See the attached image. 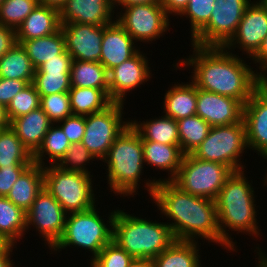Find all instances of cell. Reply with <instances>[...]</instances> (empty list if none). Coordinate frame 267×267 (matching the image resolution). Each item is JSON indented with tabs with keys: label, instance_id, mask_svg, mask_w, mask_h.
I'll list each match as a JSON object with an SVG mask.
<instances>
[{
	"label": "cell",
	"instance_id": "55",
	"mask_svg": "<svg viewBox=\"0 0 267 267\" xmlns=\"http://www.w3.org/2000/svg\"><path fill=\"white\" fill-rule=\"evenodd\" d=\"M256 249H257L256 253H258L257 255H259L257 267H267V255L263 252L261 248L259 249V247H256Z\"/></svg>",
	"mask_w": 267,
	"mask_h": 267
},
{
	"label": "cell",
	"instance_id": "29",
	"mask_svg": "<svg viewBox=\"0 0 267 267\" xmlns=\"http://www.w3.org/2000/svg\"><path fill=\"white\" fill-rule=\"evenodd\" d=\"M26 231V212L0 196V238L7 244L16 245Z\"/></svg>",
	"mask_w": 267,
	"mask_h": 267
},
{
	"label": "cell",
	"instance_id": "21",
	"mask_svg": "<svg viewBox=\"0 0 267 267\" xmlns=\"http://www.w3.org/2000/svg\"><path fill=\"white\" fill-rule=\"evenodd\" d=\"M142 145L144 163H147L146 165H150V167H155V169L166 170L168 171V175L170 174L167 179H147L148 181L144 182L146 183V190L149 192V195L152 196L157 183L162 181L171 182L175 178L181 166L184 154L181 149L175 145H167L148 140H142Z\"/></svg>",
	"mask_w": 267,
	"mask_h": 267
},
{
	"label": "cell",
	"instance_id": "34",
	"mask_svg": "<svg viewBox=\"0 0 267 267\" xmlns=\"http://www.w3.org/2000/svg\"><path fill=\"white\" fill-rule=\"evenodd\" d=\"M70 145L71 143L61 127L58 124H52L44 137L42 145L33 155V161L35 164L44 167L47 165L44 162V157L48 155L50 158L49 165H57L64 157Z\"/></svg>",
	"mask_w": 267,
	"mask_h": 267
},
{
	"label": "cell",
	"instance_id": "48",
	"mask_svg": "<svg viewBox=\"0 0 267 267\" xmlns=\"http://www.w3.org/2000/svg\"><path fill=\"white\" fill-rule=\"evenodd\" d=\"M255 64H259L258 67L261 72L259 76L263 79L267 73V36L263 39L261 46L257 52L251 57Z\"/></svg>",
	"mask_w": 267,
	"mask_h": 267
},
{
	"label": "cell",
	"instance_id": "41",
	"mask_svg": "<svg viewBox=\"0 0 267 267\" xmlns=\"http://www.w3.org/2000/svg\"><path fill=\"white\" fill-rule=\"evenodd\" d=\"M94 159L95 157L82 144V142H78L70 145L69 149L66 151L64 157L60 160L57 166L65 171L80 172L91 175V172L88 171L86 166L91 160L95 161Z\"/></svg>",
	"mask_w": 267,
	"mask_h": 267
},
{
	"label": "cell",
	"instance_id": "30",
	"mask_svg": "<svg viewBox=\"0 0 267 267\" xmlns=\"http://www.w3.org/2000/svg\"><path fill=\"white\" fill-rule=\"evenodd\" d=\"M35 67L21 44L16 43L0 58V77L33 83Z\"/></svg>",
	"mask_w": 267,
	"mask_h": 267
},
{
	"label": "cell",
	"instance_id": "7",
	"mask_svg": "<svg viewBox=\"0 0 267 267\" xmlns=\"http://www.w3.org/2000/svg\"><path fill=\"white\" fill-rule=\"evenodd\" d=\"M46 166L44 187L67 213L84 212L96 206L92 175L65 171L57 165Z\"/></svg>",
	"mask_w": 267,
	"mask_h": 267
},
{
	"label": "cell",
	"instance_id": "49",
	"mask_svg": "<svg viewBox=\"0 0 267 267\" xmlns=\"http://www.w3.org/2000/svg\"><path fill=\"white\" fill-rule=\"evenodd\" d=\"M190 0H160V5L164 8L166 14L170 16L180 15L187 7Z\"/></svg>",
	"mask_w": 267,
	"mask_h": 267
},
{
	"label": "cell",
	"instance_id": "40",
	"mask_svg": "<svg viewBox=\"0 0 267 267\" xmlns=\"http://www.w3.org/2000/svg\"><path fill=\"white\" fill-rule=\"evenodd\" d=\"M40 108L53 124L73 115L68 92L54 93L40 97Z\"/></svg>",
	"mask_w": 267,
	"mask_h": 267
},
{
	"label": "cell",
	"instance_id": "5",
	"mask_svg": "<svg viewBox=\"0 0 267 267\" xmlns=\"http://www.w3.org/2000/svg\"><path fill=\"white\" fill-rule=\"evenodd\" d=\"M102 162L107 163L111 192L125 197L138 194L145 166L144 151L142 138L131 124L114 140Z\"/></svg>",
	"mask_w": 267,
	"mask_h": 267
},
{
	"label": "cell",
	"instance_id": "12",
	"mask_svg": "<svg viewBox=\"0 0 267 267\" xmlns=\"http://www.w3.org/2000/svg\"><path fill=\"white\" fill-rule=\"evenodd\" d=\"M125 9V10H124ZM122 8L115 19L135 42L156 41L169 30V16L160 3H148Z\"/></svg>",
	"mask_w": 267,
	"mask_h": 267
},
{
	"label": "cell",
	"instance_id": "31",
	"mask_svg": "<svg viewBox=\"0 0 267 267\" xmlns=\"http://www.w3.org/2000/svg\"><path fill=\"white\" fill-rule=\"evenodd\" d=\"M20 44L25 49L35 69L46 61L57 58V55L66 50L65 38L61 28L49 36L25 40Z\"/></svg>",
	"mask_w": 267,
	"mask_h": 267
},
{
	"label": "cell",
	"instance_id": "52",
	"mask_svg": "<svg viewBox=\"0 0 267 267\" xmlns=\"http://www.w3.org/2000/svg\"><path fill=\"white\" fill-rule=\"evenodd\" d=\"M67 0H38L40 5L49 6L60 10Z\"/></svg>",
	"mask_w": 267,
	"mask_h": 267
},
{
	"label": "cell",
	"instance_id": "2",
	"mask_svg": "<svg viewBox=\"0 0 267 267\" xmlns=\"http://www.w3.org/2000/svg\"><path fill=\"white\" fill-rule=\"evenodd\" d=\"M151 198L160 213L174 221L167 223L176 240L203 238L221 246L215 200L183 192L170 181L157 183Z\"/></svg>",
	"mask_w": 267,
	"mask_h": 267
},
{
	"label": "cell",
	"instance_id": "10",
	"mask_svg": "<svg viewBox=\"0 0 267 267\" xmlns=\"http://www.w3.org/2000/svg\"><path fill=\"white\" fill-rule=\"evenodd\" d=\"M123 108L124 103L113 102L106 109L85 116L82 144L95 160L102 161L114 140L130 125V120H122Z\"/></svg>",
	"mask_w": 267,
	"mask_h": 267
},
{
	"label": "cell",
	"instance_id": "25",
	"mask_svg": "<svg viewBox=\"0 0 267 267\" xmlns=\"http://www.w3.org/2000/svg\"><path fill=\"white\" fill-rule=\"evenodd\" d=\"M164 94V112L175 121L196 115L197 87L192 82L174 84Z\"/></svg>",
	"mask_w": 267,
	"mask_h": 267
},
{
	"label": "cell",
	"instance_id": "44",
	"mask_svg": "<svg viewBox=\"0 0 267 267\" xmlns=\"http://www.w3.org/2000/svg\"><path fill=\"white\" fill-rule=\"evenodd\" d=\"M26 85L28 84L23 80L0 77V104L7 108L14 96Z\"/></svg>",
	"mask_w": 267,
	"mask_h": 267
},
{
	"label": "cell",
	"instance_id": "9",
	"mask_svg": "<svg viewBox=\"0 0 267 267\" xmlns=\"http://www.w3.org/2000/svg\"><path fill=\"white\" fill-rule=\"evenodd\" d=\"M247 147L246 129L242 120L232 125L211 127L206 139L192 155L203 161L222 163L234 172L244 170L240 156H243Z\"/></svg>",
	"mask_w": 267,
	"mask_h": 267
},
{
	"label": "cell",
	"instance_id": "15",
	"mask_svg": "<svg viewBox=\"0 0 267 267\" xmlns=\"http://www.w3.org/2000/svg\"><path fill=\"white\" fill-rule=\"evenodd\" d=\"M266 36L267 12L257 1H253L246 7L235 34L223 47L232 51V48L234 50L240 46L239 49L251 59Z\"/></svg>",
	"mask_w": 267,
	"mask_h": 267
},
{
	"label": "cell",
	"instance_id": "20",
	"mask_svg": "<svg viewBox=\"0 0 267 267\" xmlns=\"http://www.w3.org/2000/svg\"><path fill=\"white\" fill-rule=\"evenodd\" d=\"M134 39L115 20L103 25L100 63L107 71L133 57L139 50Z\"/></svg>",
	"mask_w": 267,
	"mask_h": 267
},
{
	"label": "cell",
	"instance_id": "39",
	"mask_svg": "<svg viewBox=\"0 0 267 267\" xmlns=\"http://www.w3.org/2000/svg\"><path fill=\"white\" fill-rule=\"evenodd\" d=\"M216 0H190L187 7L180 14L189 18L192 40L208 23ZM186 15V16H185Z\"/></svg>",
	"mask_w": 267,
	"mask_h": 267
},
{
	"label": "cell",
	"instance_id": "32",
	"mask_svg": "<svg viewBox=\"0 0 267 267\" xmlns=\"http://www.w3.org/2000/svg\"><path fill=\"white\" fill-rule=\"evenodd\" d=\"M33 155L10 128L0 129V167H29Z\"/></svg>",
	"mask_w": 267,
	"mask_h": 267
},
{
	"label": "cell",
	"instance_id": "57",
	"mask_svg": "<svg viewBox=\"0 0 267 267\" xmlns=\"http://www.w3.org/2000/svg\"><path fill=\"white\" fill-rule=\"evenodd\" d=\"M262 157L265 158V159H267V153L264 154ZM266 174H267V173H266ZM263 179H264L263 181H265V182H264V186L267 187V175H266Z\"/></svg>",
	"mask_w": 267,
	"mask_h": 267
},
{
	"label": "cell",
	"instance_id": "43",
	"mask_svg": "<svg viewBox=\"0 0 267 267\" xmlns=\"http://www.w3.org/2000/svg\"><path fill=\"white\" fill-rule=\"evenodd\" d=\"M58 125L71 144L82 142L85 133V116L70 115L63 121L58 122Z\"/></svg>",
	"mask_w": 267,
	"mask_h": 267
},
{
	"label": "cell",
	"instance_id": "38",
	"mask_svg": "<svg viewBox=\"0 0 267 267\" xmlns=\"http://www.w3.org/2000/svg\"><path fill=\"white\" fill-rule=\"evenodd\" d=\"M33 84L39 96L69 92L70 72H35Z\"/></svg>",
	"mask_w": 267,
	"mask_h": 267
},
{
	"label": "cell",
	"instance_id": "16",
	"mask_svg": "<svg viewBox=\"0 0 267 267\" xmlns=\"http://www.w3.org/2000/svg\"><path fill=\"white\" fill-rule=\"evenodd\" d=\"M147 59L146 54L139 50L133 57L108 71L109 97L113 102L125 103L127 92L151 78Z\"/></svg>",
	"mask_w": 267,
	"mask_h": 267
},
{
	"label": "cell",
	"instance_id": "13",
	"mask_svg": "<svg viewBox=\"0 0 267 267\" xmlns=\"http://www.w3.org/2000/svg\"><path fill=\"white\" fill-rule=\"evenodd\" d=\"M67 214L44 187L26 212V229L33 225L51 250L63 235Z\"/></svg>",
	"mask_w": 267,
	"mask_h": 267
},
{
	"label": "cell",
	"instance_id": "28",
	"mask_svg": "<svg viewBox=\"0 0 267 267\" xmlns=\"http://www.w3.org/2000/svg\"><path fill=\"white\" fill-rule=\"evenodd\" d=\"M68 93L73 115L97 113L113 103L109 97V89L71 87Z\"/></svg>",
	"mask_w": 267,
	"mask_h": 267
},
{
	"label": "cell",
	"instance_id": "22",
	"mask_svg": "<svg viewBox=\"0 0 267 267\" xmlns=\"http://www.w3.org/2000/svg\"><path fill=\"white\" fill-rule=\"evenodd\" d=\"M53 123L41 108L19 116L10 122L22 144L34 155L42 145L44 137Z\"/></svg>",
	"mask_w": 267,
	"mask_h": 267
},
{
	"label": "cell",
	"instance_id": "47",
	"mask_svg": "<svg viewBox=\"0 0 267 267\" xmlns=\"http://www.w3.org/2000/svg\"><path fill=\"white\" fill-rule=\"evenodd\" d=\"M16 43V30L0 24V58Z\"/></svg>",
	"mask_w": 267,
	"mask_h": 267
},
{
	"label": "cell",
	"instance_id": "37",
	"mask_svg": "<svg viewBox=\"0 0 267 267\" xmlns=\"http://www.w3.org/2000/svg\"><path fill=\"white\" fill-rule=\"evenodd\" d=\"M38 108H40V96L35 85L30 83L14 96L6 108V114L9 122H11L13 119Z\"/></svg>",
	"mask_w": 267,
	"mask_h": 267
},
{
	"label": "cell",
	"instance_id": "45",
	"mask_svg": "<svg viewBox=\"0 0 267 267\" xmlns=\"http://www.w3.org/2000/svg\"><path fill=\"white\" fill-rule=\"evenodd\" d=\"M28 167H0V196L6 197L13 184Z\"/></svg>",
	"mask_w": 267,
	"mask_h": 267
},
{
	"label": "cell",
	"instance_id": "53",
	"mask_svg": "<svg viewBox=\"0 0 267 267\" xmlns=\"http://www.w3.org/2000/svg\"><path fill=\"white\" fill-rule=\"evenodd\" d=\"M129 267H154L152 259H134Z\"/></svg>",
	"mask_w": 267,
	"mask_h": 267
},
{
	"label": "cell",
	"instance_id": "19",
	"mask_svg": "<svg viewBox=\"0 0 267 267\" xmlns=\"http://www.w3.org/2000/svg\"><path fill=\"white\" fill-rule=\"evenodd\" d=\"M113 9V0H67L59 10L60 24L108 25L115 21Z\"/></svg>",
	"mask_w": 267,
	"mask_h": 267
},
{
	"label": "cell",
	"instance_id": "26",
	"mask_svg": "<svg viewBox=\"0 0 267 267\" xmlns=\"http://www.w3.org/2000/svg\"><path fill=\"white\" fill-rule=\"evenodd\" d=\"M131 126L139 133L142 140L175 145L180 148L177 121L166 115L149 121L130 120Z\"/></svg>",
	"mask_w": 267,
	"mask_h": 267
},
{
	"label": "cell",
	"instance_id": "33",
	"mask_svg": "<svg viewBox=\"0 0 267 267\" xmlns=\"http://www.w3.org/2000/svg\"><path fill=\"white\" fill-rule=\"evenodd\" d=\"M71 87L109 89L108 71L100 62L72 60Z\"/></svg>",
	"mask_w": 267,
	"mask_h": 267
},
{
	"label": "cell",
	"instance_id": "18",
	"mask_svg": "<svg viewBox=\"0 0 267 267\" xmlns=\"http://www.w3.org/2000/svg\"><path fill=\"white\" fill-rule=\"evenodd\" d=\"M243 107L244 105L235 98L197 88L196 115L211 127L241 122Z\"/></svg>",
	"mask_w": 267,
	"mask_h": 267
},
{
	"label": "cell",
	"instance_id": "27",
	"mask_svg": "<svg viewBox=\"0 0 267 267\" xmlns=\"http://www.w3.org/2000/svg\"><path fill=\"white\" fill-rule=\"evenodd\" d=\"M196 241L175 240L153 258L154 267H202L199 244Z\"/></svg>",
	"mask_w": 267,
	"mask_h": 267
},
{
	"label": "cell",
	"instance_id": "8",
	"mask_svg": "<svg viewBox=\"0 0 267 267\" xmlns=\"http://www.w3.org/2000/svg\"><path fill=\"white\" fill-rule=\"evenodd\" d=\"M232 173L233 171L222 163L203 161L192 154H186L171 182L183 192L215 200Z\"/></svg>",
	"mask_w": 267,
	"mask_h": 267
},
{
	"label": "cell",
	"instance_id": "14",
	"mask_svg": "<svg viewBox=\"0 0 267 267\" xmlns=\"http://www.w3.org/2000/svg\"><path fill=\"white\" fill-rule=\"evenodd\" d=\"M243 121L249 149L267 153V75L243 107Z\"/></svg>",
	"mask_w": 267,
	"mask_h": 267
},
{
	"label": "cell",
	"instance_id": "54",
	"mask_svg": "<svg viewBox=\"0 0 267 267\" xmlns=\"http://www.w3.org/2000/svg\"><path fill=\"white\" fill-rule=\"evenodd\" d=\"M9 126L10 122L6 114V108L0 104V129H5Z\"/></svg>",
	"mask_w": 267,
	"mask_h": 267
},
{
	"label": "cell",
	"instance_id": "6",
	"mask_svg": "<svg viewBox=\"0 0 267 267\" xmlns=\"http://www.w3.org/2000/svg\"><path fill=\"white\" fill-rule=\"evenodd\" d=\"M116 211L110 212L107 217L108 223H105L98 214L100 212L96 206L84 212L68 213L63 235L51 251L59 252L72 245L92 252L90 259L93 260L112 241V226Z\"/></svg>",
	"mask_w": 267,
	"mask_h": 267
},
{
	"label": "cell",
	"instance_id": "58",
	"mask_svg": "<svg viewBox=\"0 0 267 267\" xmlns=\"http://www.w3.org/2000/svg\"><path fill=\"white\" fill-rule=\"evenodd\" d=\"M7 243H5L1 238H0V250L6 245Z\"/></svg>",
	"mask_w": 267,
	"mask_h": 267
},
{
	"label": "cell",
	"instance_id": "50",
	"mask_svg": "<svg viewBox=\"0 0 267 267\" xmlns=\"http://www.w3.org/2000/svg\"><path fill=\"white\" fill-rule=\"evenodd\" d=\"M13 247L16 248L13 244H6L0 250V267H13L15 262H12L11 259V252H13ZM15 267V266H14Z\"/></svg>",
	"mask_w": 267,
	"mask_h": 267
},
{
	"label": "cell",
	"instance_id": "35",
	"mask_svg": "<svg viewBox=\"0 0 267 267\" xmlns=\"http://www.w3.org/2000/svg\"><path fill=\"white\" fill-rule=\"evenodd\" d=\"M180 149L184 155L192 154L206 139L211 126L198 115L177 121Z\"/></svg>",
	"mask_w": 267,
	"mask_h": 267
},
{
	"label": "cell",
	"instance_id": "3",
	"mask_svg": "<svg viewBox=\"0 0 267 267\" xmlns=\"http://www.w3.org/2000/svg\"><path fill=\"white\" fill-rule=\"evenodd\" d=\"M247 179L243 170L234 171L215 199L221 246L228 248V251H236V243L226 228L243 234L247 232L249 236L254 235L256 238L260 235L254 187Z\"/></svg>",
	"mask_w": 267,
	"mask_h": 267
},
{
	"label": "cell",
	"instance_id": "24",
	"mask_svg": "<svg viewBox=\"0 0 267 267\" xmlns=\"http://www.w3.org/2000/svg\"><path fill=\"white\" fill-rule=\"evenodd\" d=\"M43 188V167L33 163L13 184V187L6 195V198L27 212L31 208L36 196Z\"/></svg>",
	"mask_w": 267,
	"mask_h": 267
},
{
	"label": "cell",
	"instance_id": "23",
	"mask_svg": "<svg viewBox=\"0 0 267 267\" xmlns=\"http://www.w3.org/2000/svg\"><path fill=\"white\" fill-rule=\"evenodd\" d=\"M60 27L59 10L38 4L17 28V43L49 36L57 32Z\"/></svg>",
	"mask_w": 267,
	"mask_h": 267
},
{
	"label": "cell",
	"instance_id": "17",
	"mask_svg": "<svg viewBox=\"0 0 267 267\" xmlns=\"http://www.w3.org/2000/svg\"><path fill=\"white\" fill-rule=\"evenodd\" d=\"M66 51L72 60L99 62L103 38V25L69 23L61 24Z\"/></svg>",
	"mask_w": 267,
	"mask_h": 267
},
{
	"label": "cell",
	"instance_id": "11",
	"mask_svg": "<svg viewBox=\"0 0 267 267\" xmlns=\"http://www.w3.org/2000/svg\"><path fill=\"white\" fill-rule=\"evenodd\" d=\"M251 0H216L207 25L192 39L198 46L223 47L235 34Z\"/></svg>",
	"mask_w": 267,
	"mask_h": 267
},
{
	"label": "cell",
	"instance_id": "1",
	"mask_svg": "<svg viewBox=\"0 0 267 267\" xmlns=\"http://www.w3.org/2000/svg\"><path fill=\"white\" fill-rule=\"evenodd\" d=\"M191 45L193 55L178 60L174 68L194 67L191 81L197 88L235 98L244 105L262 84L259 72L224 47Z\"/></svg>",
	"mask_w": 267,
	"mask_h": 267
},
{
	"label": "cell",
	"instance_id": "36",
	"mask_svg": "<svg viewBox=\"0 0 267 267\" xmlns=\"http://www.w3.org/2000/svg\"><path fill=\"white\" fill-rule=\"evenodd\" d=\"M38 4V0H5L0 5V24L17 30Z\"/></svg>",
	"mask_w": 267,
	"mask_h": 267
},
{
	"label": "cell",
	"instance_id": "56",
	"mask_svg": "<svg viewBox=\"0 0 267 267\" xmlns=\"http://www.w3.org/2000/svg\"><path fill=\"white\" fill-rule=\"evenodd\" d=\"M257 2L265 9L267 12V0H257Z\"/></svg>",
	"mask_w": 267,
	"mask_h": 267
},
{
	"label": "cell",
	"instance_id": "4",
	"mask_svg": "<svg viewBox=\"0 0 267 267\" xmlns=\"http://www.w3.org/2000/svg\"><path fill=\"white\" fill-rule=\"evenodd\" d=\"M112 227V241L134 259H153L176 240L168 223L139 218L121 209H117Z\"/></svg>",
	"mask_w": 267,
	"mask_h": 267
},
{
	"label": "cell",
	"instance_id": "51",
	"mask_svg": "<svg viewBox=\"0 0 267 267\" xmlns=\"http://www.w3.org/2000/svg\"><path fill=\"white\" fill-rule=\"evenodd\" d=\"M148 3H160V0H113V8L116 9V7L120 5V7L125 8L128 6L143 5Z\"/></svg>",
	"mask_w": 267,
	"mask_h": 267
},
{
	"label": "cell",
	"instance_id": "42",
	"mask_svg": "<svg viewBox=\"0 0 267 267\" xmlns=\"http://www.w3.org/2000/svg\"><path fill=\"white\" fill-rule=\"evenodd\" d=\"M133 260L127 251L111 241L93 260H90V267H129Z\"/></svg>",
	"mask_w": 267,
	"mask_h": 267
},
{
	"label": "cell",
	"instance_id": "46",
	"mask_svg": "<svg viewBox=\"0 0 267 267\" xmlns=\"http://www.w3.org/2000/svg\"><path fill=\"white\" fill-rule=\"evenodd\" d=\"M72 57L65 50L62 54L57 55V58L46 61L40 65L35 72H70Z\"/></svg>",
	"mask_w": 267,
	"mask_h": 267
}]
</instances>
